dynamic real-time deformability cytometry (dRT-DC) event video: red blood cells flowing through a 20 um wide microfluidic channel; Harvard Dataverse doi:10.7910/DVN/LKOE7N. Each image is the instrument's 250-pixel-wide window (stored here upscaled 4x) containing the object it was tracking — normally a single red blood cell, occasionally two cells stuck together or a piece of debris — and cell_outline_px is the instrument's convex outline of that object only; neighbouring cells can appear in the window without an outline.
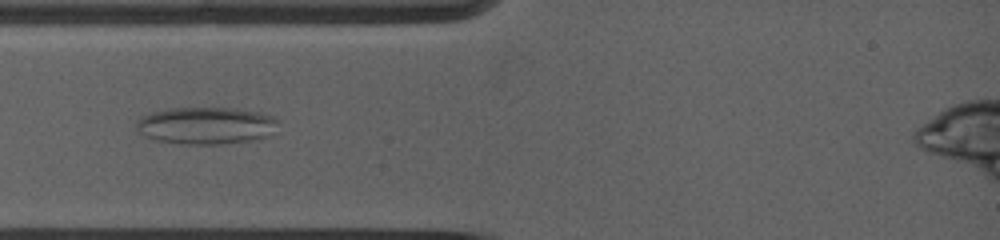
{"species": "common noctule bat (a hibernating species)", "species_latin": "Nyctalus noctula", "temperature_condition": "warm", "stored_images_in_passage": 55, "camera_frame_rate_fps": 5000, "um_per_image_px": 0.085, "animal": {"sex": "female", "body_mass_g": 19.0, "forearm_length_mm": 53.3}, "frame": {"image": 1, "passage_image": 11, "time_ms": 2.4, "image_size_px": [1000, 240], "cell_outline_px": [[280, 120], [264, 136], [252, 140], [220, 144], [180, 144], [156, 140], [144, 136], [136, 132], [136, 124], [140, 116], [152, 112], [168, 108], [236, 108], [260, 112], [272, 116]], "centroid_in_image_um": [17.42, 10.66], "position_along_channel_um": 67.6, "area_um2": 30.63}}
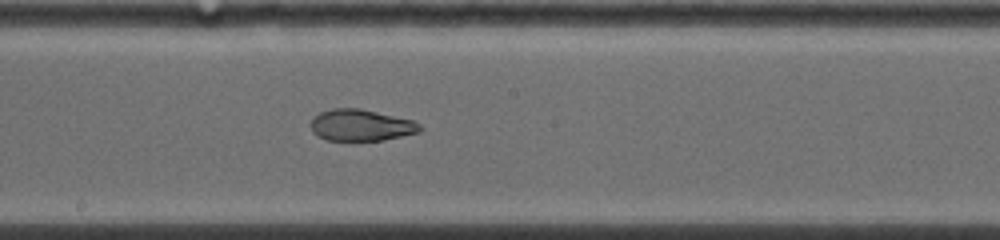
{"frame": {"image": 2, "passage_image": 26, "time_ms": 6.2, "image_size_px": [1000, 240], "cell_outline_px": [[424, 128], [420, 132], [384, 140], [328, 140], [316, 136], [312, 132], [312, 116], [320, 112], [332, 108], [360, 108], [412, 120], [420, 124]], "centroid_in_image_um": [30.68, 10.64], "position_along_channel_um": 217.5, "area_um2": 20.11}}
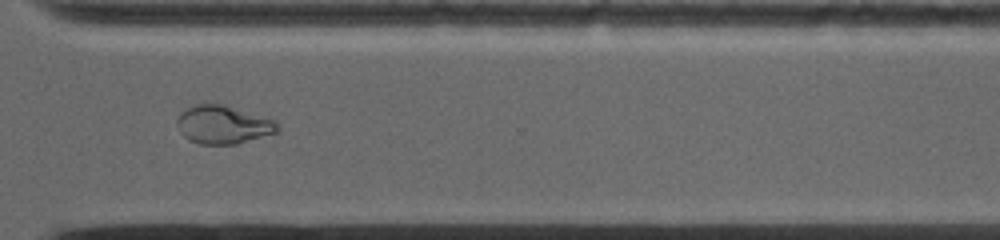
{"frame": {"image": 3, "passage_image": 40, "time_ms": 9.6, "image_size_px": [1000, 240], "cell_outline_px": [[280, 128], [276, 132], [236, 144], [200, 144], [188, 140], [180, 132], [176, 124], [176, 120], [180, 112], [204, 100], [224, 104], [276, 120]], "centroid_in_image_um": [18.92, 10.56], "position_along_channel_um": 351.7, "area_um2": 22.83}, "authors_computed_cell_mechanics": {"area_um2": 23.6402, "velocity_mm_per_s": 3.94, "shape_relaxation_time_tau1_ms": null, "shape_relaxation_time_tau2_ms": 1.317, "deformation_change_tau1": null, "deformation_change_tau2": 0.064}}